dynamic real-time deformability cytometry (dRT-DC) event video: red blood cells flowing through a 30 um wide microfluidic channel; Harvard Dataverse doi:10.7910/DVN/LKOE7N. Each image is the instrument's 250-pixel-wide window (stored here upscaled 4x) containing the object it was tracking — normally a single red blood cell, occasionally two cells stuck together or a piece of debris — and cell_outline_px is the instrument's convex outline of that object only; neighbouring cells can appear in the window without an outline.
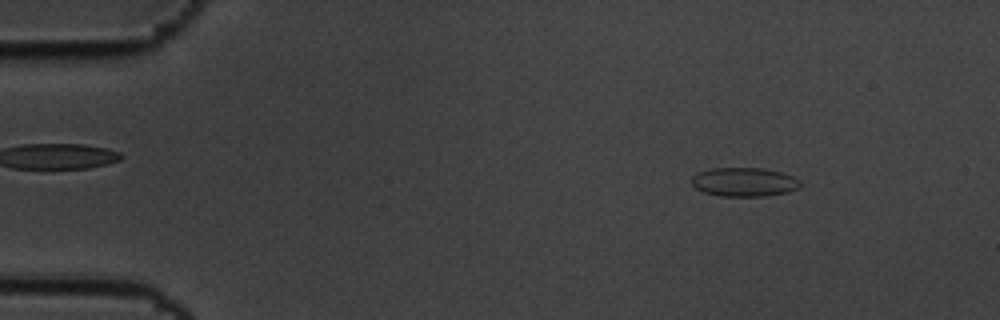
{"species": "common noctule bat (a hibernating species)", "species_latin": "Nyctalus noctula", "temperature_condition": "cold", "stored_images_in_passage": 58, "camera_frame_rate_fps": 3000, "um_per_image_px": 0.085, "animal": {"sex": "male", "body_mass_g": 19.5, "forearm_length_mm": 54.6}, "frame": {"image": 1, "passage_image": 7, "time_ms": 2.0, "image_size_px": [1000, 320], "cell_outline_px": [[800, 188], [788, 192], [764, 196], [720, 196], [704, 192], [696, 188], [692, 184], [692, 176], [696, 172], [712, 168], [760, 168], [784, 172], [800, 180]], "centroid_in_image_um": [63.26, 15.46], "position_along_channel_um": 21.7, "area_um2": 18.44}}
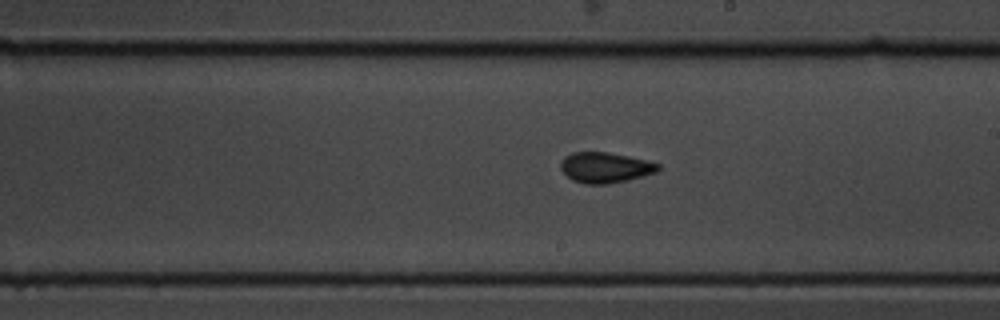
{"frame": {"image": 2, "passage_image": 33, "time_ms": 10.667, "image_size_px": [1000, 320], "cell_outline_px": [[660, 168], [656, 172], [628, 180], [608, 184], [584, 184], [572, 180], [560, 168], [560, 164], [564, 156], [572, 152], [604, 152], [628, 156], [648, 160], [660, 164]], "centroid_in_image_um": [51.44, 14.24], "position_along_channel_um": 237.6, "area_um2": 17.34}}
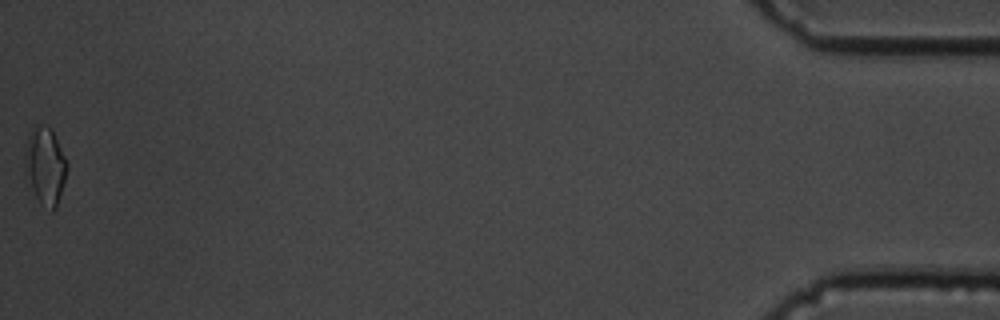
{"frame": {"image": 3, "passage_image": 58, "time_ms": 19.0, "image_size_px": [1000, 320], "cell_outline_px": [[68, 168], [60, 196], [56, 208], [52, 212], [40, 204], [24, 180], [24, 152], [28, 136], [36, 124], [40, 124], [52, 128], [68, 164]], "centroid_in_image_um": [3.81, 14.13], "position_along_channel_um": 431.4, "area_um2": 19.59}, "authors_computed_cell_mechanics": {"area_um2": 17.1088, "velocity_mm_per_s": 3.4337, "shape_relaxation_time_tau1_ms": 6.9332, "shape_relaxation_time_tau2_ms": 2.0359, "deformation_change_tau1": 0.0994, "deformation_change_tau2": 0.0805}}